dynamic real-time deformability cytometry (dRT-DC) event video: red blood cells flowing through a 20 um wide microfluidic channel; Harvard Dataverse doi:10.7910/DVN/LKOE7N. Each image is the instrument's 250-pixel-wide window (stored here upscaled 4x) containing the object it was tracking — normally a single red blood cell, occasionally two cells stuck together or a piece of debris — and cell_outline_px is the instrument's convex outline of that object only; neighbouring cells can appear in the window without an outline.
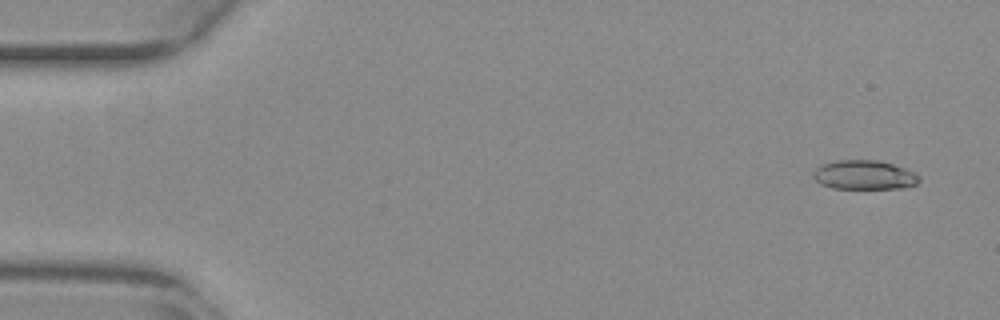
{"species": "common noctule bat (a hibernating species)", "species_latin": "Nyctalus noctula", "temperature_condition": "warm", "stored_images_in_passage": 53, "camera_frame_rate_fps": 3000, "um_per_image_px": 0.085, "animal": {"sex": "female", "body_mass_g": 29.2, "forearm_length_mm": 56.3}, "frame": {"image": 1, "passage_image": 3, "time_ms": 0.667, "image_size_px": [1000, 320], "cell_outline_px": [[920, 180], [916, 184], [904, 188], [832, 188], [820, 184], [812, 176], [816, 168], [824, 164], [836, 160], [876, 160], [892, 164], [916, 172], [920, 176]], "centroid_in_image_um": [73.48, 14.87], "position_along_channel_um": 11.5, "area_um2": 17.98}}
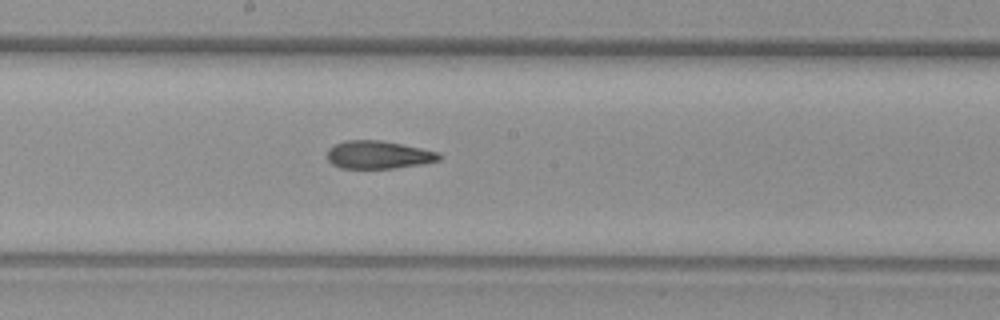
{"frame": {"image": 2, "passage_image": 29, "time_ms": 9.333, "image_size_px": [1000, 320], "cell_outline_px": [[444, 156], [440, 160], [424, 164], [396, 168], [340, 168], [332, 164], [328, 160], [328, 148], [344, 140], [380, 140], [440, 152]], "centroid_in_image_um": [32.2, 13.16], "position_along_channel_um": 216.0, "area_um2": 18.32}}
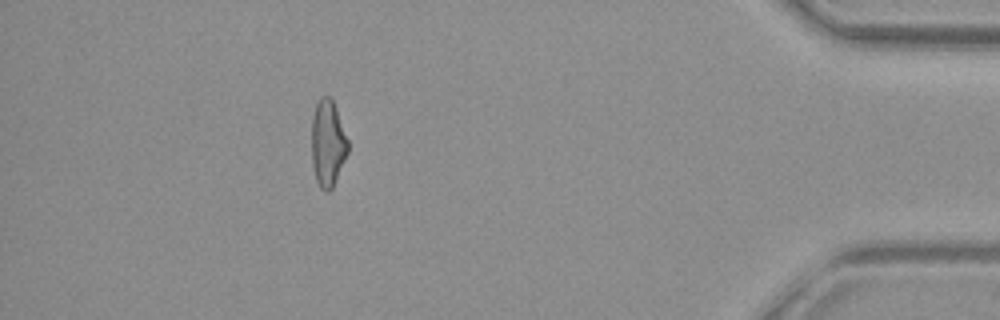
{"frame": {"image": 3, "passage_image": 48, "time_ms": 15.667, "image_size_px": [1000, 320], "cell_outline_px": [[348, 152], [332, 188], [328, 192], [324, 192], [320, 188], [316, 180], [312, 164], [312, 116], [316, 104], [320, 96], [328, 96], [332, 100], [336, 108], [348, 140]], "centroid_in_image_um": [27.85, 12.19], "position_along_channel_um": 407.4, "area_um2": 18.26}, "authors_computed_cell_mechanics": {"area_um2": 18.785, "velocity_mm_per_s": 3.8889, "shape_relaxation_time_tau1_ms": null, "shape_relaxation_time_tau2_ms": 3.288, "deformation_change_tau1": null, "deformation_change_tau2": 0.1232}}